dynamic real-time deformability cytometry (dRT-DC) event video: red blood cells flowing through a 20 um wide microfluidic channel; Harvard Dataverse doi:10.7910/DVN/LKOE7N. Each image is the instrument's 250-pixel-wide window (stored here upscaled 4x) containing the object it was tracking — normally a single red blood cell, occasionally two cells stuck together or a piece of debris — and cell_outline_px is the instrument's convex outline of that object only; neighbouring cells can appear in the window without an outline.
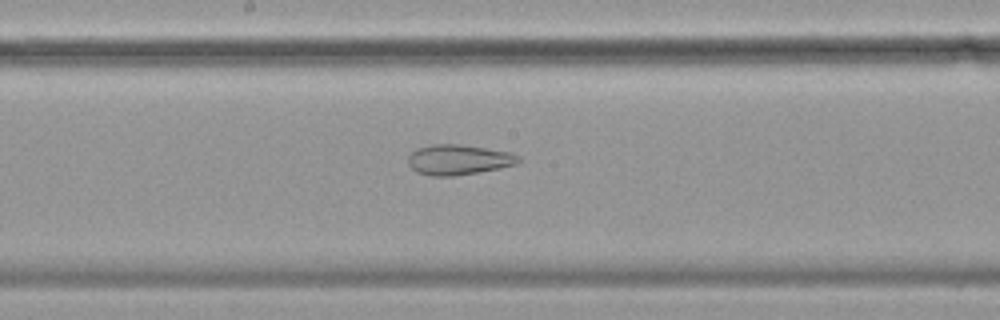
{"species": "common noctule bat (a hibernating species)", "species_latin": "Nyctalus noctula", "temperature_condition": "cold", "stored_images_in_passage": 40, "camera_frame_rate_fps": 3000, "um_per_image_px": 0.085, "animal": {"sex": "female", "body_mass_g": 19.9}, "frame": {"image": 1, "passage_image": 23, "time_ms": 7.333, "image_size_px": [1000, 320], "cell_outline_px": [[520, 160], [516, 164], [500, 168], [452, 176], [432, 176], [416, 172], [408, 164], [408, 156], [416, 148], [432, 144], [460, 144], [512, 152], [520, 156]], "centroid_in_image_um": [38.96, 13.56], "position_along_channel_um": 209.2, "area_um2": 19.48}}